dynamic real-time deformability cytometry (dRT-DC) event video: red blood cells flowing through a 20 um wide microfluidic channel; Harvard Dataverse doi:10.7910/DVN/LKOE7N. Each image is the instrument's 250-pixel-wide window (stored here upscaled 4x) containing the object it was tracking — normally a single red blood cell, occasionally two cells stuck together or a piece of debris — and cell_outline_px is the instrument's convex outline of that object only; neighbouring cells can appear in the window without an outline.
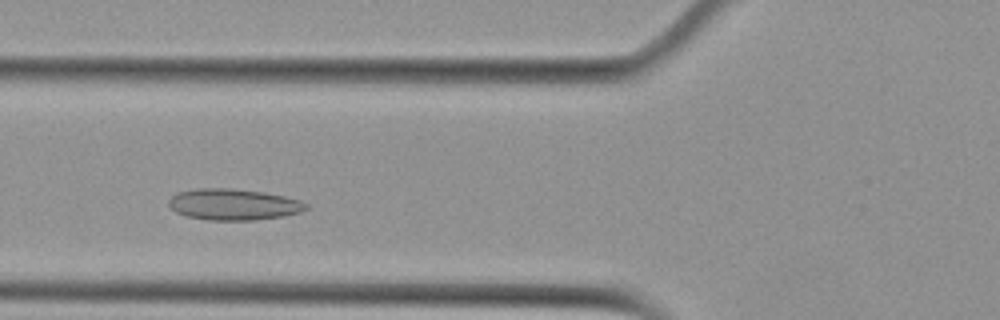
{"species": "Egyptian fruit bat (a non-hibernating species)", "species_latin": "Rousettus aegyptiacus", "temperature_condition": "cold", "stored_images_in_passage": 45, "camera_frame_rate_fps": 3000, "um_per_image_px": 0.085, "animal": {"sex": "female"}, "frame": {"image": 1, "passage_image": 11, "time_ms": 3.333, "image_size_px": [1000, 320], "cell_outline_px": [[308, 208], [300, 212], [284, 216], [256, 220], [208, 220], [184, 216], [176, 212], [168, 204], [168, 200], [176, 192], [196, 188], [228, 188], [264, 192], [284, 196], [300, 200], [308, 204]], "centroid_in_image_um": [19.83, 17.38], "position_along_channel_um": 106.0, "area_um2": 25.2}}
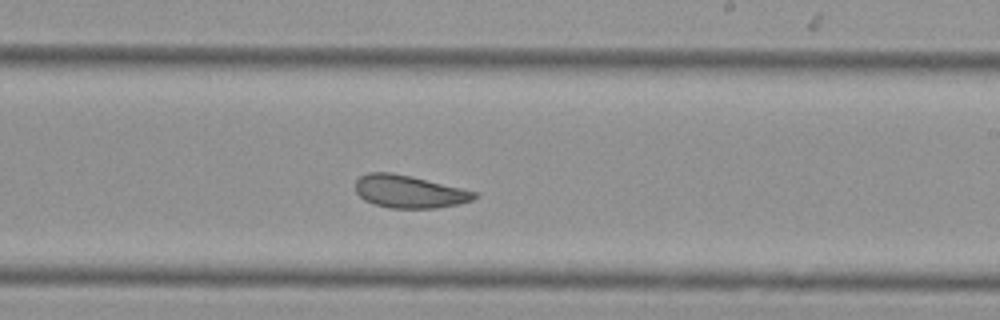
{"frame": {"image": 2, "passage_image": 23, "time_ms": 7.333, "image_size_px": [1000, 320], "cell_outline_px": [[476, 196], [472, 200], [456, 204], [436, 208], [392, 208], [376, 204], [364, 200], [356, 192], [356, 180], [360, 176], [368, 172], [392, 172], [412, 176], [476, 192]], "centroid_in_image_um": [34.74, 16.27], "position_along_channel_um": 254.3, "area_um2": 22.37}}
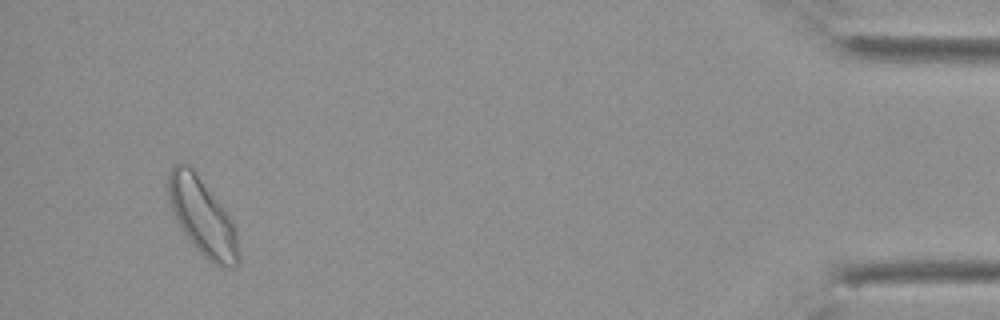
{"frame": {"image": 3, "passage_image": 42, "time_ms": 13.667, "image_size_px": [1000, 320], "cell_outline_px": [[240, 264], [232, 268], [224, 268], [208, 260], [192, 244], [180, 228], [176, 220], [168, 200], [168, 172], [172, 164], [180, 160], [188, 164], [192, 168], [228, 212], [236, 228], [240, 256]], "centroid_in_image_um": [17.21, 18.42], "position_along_channel_um": 418.0, "area_um2": 32.08}, "authors_computed_cell_mechanics": {"area_um2": 24.7962, "velocity_mm_per_s": 3.7205, "shape_relaxation_time_tau1_ms": 7.3288, "shape_relaxation_time_tau2_ms": 4.5645, "deformation_change_tau1": 0.1198, "deformation_change_tau2": 0.0945}}